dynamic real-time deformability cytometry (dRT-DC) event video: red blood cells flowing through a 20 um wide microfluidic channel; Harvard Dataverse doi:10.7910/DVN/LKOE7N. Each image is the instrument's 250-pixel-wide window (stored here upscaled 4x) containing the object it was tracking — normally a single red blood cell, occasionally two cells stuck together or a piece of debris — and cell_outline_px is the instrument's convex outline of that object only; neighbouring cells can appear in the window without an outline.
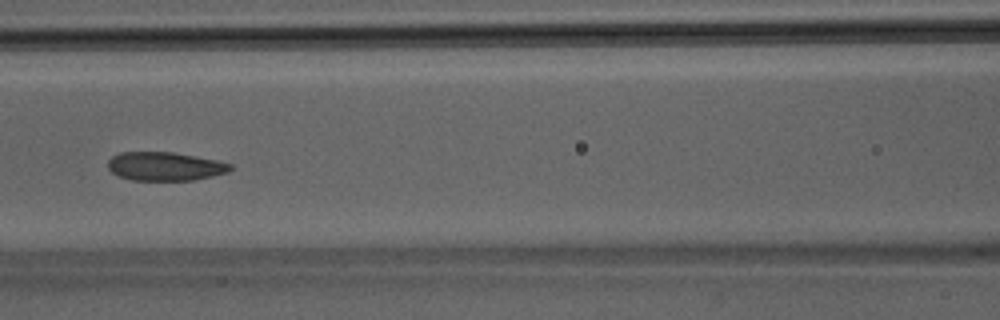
{"species": "Egyptian fruit bat (a non-hibernating species)", "species_latin": "Rousettus aegyptiacus", "temperature_condition": "room temperature", "stored_images_in_passage": 41, "camera_frame_rate_fps": 3000, "um_per_image_px": 0.085, "animal": {"sex": "male"}, "frame": {"image": 1, "passage_image": 19, "time_ms": 6.0, "image_size_px": [1000, 320], "cell_outline_px": [[232, 168], [228, 172], [212, 176], [192, 180], [132, 180], [120, 176], [112, 172], [108, 168], [108, 160], [112, 156], [120, 152], [172, 152], [196, 156], [216, 160], [232, 164]], "centroid_in_image_um": [14.02, 14.13], "position_along_channel_um": 152.6, "area_um2": 20.35}}
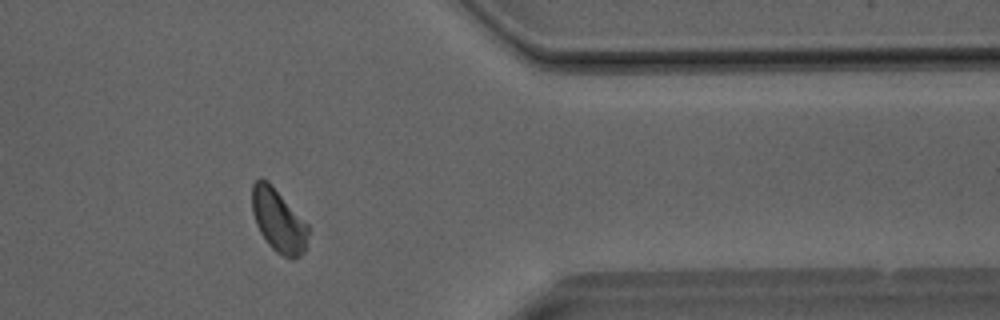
{"frame": {"image": 2, "passage_image": 34, "time_ms": 11.0, "image_size_px": [1000, 320], "cell_outline_px": [[308, 232], [304, 252], [292, 260], [276, 252], [268, 244], [260, 232], [256, 224], [252, 212], [252, 184], [260, 176], [268, 180], [308, 224]], "centroid_in_image_um": [23.65, 18.72], "position_along_channel_um": 387.8, "area_um2": 20.69}}
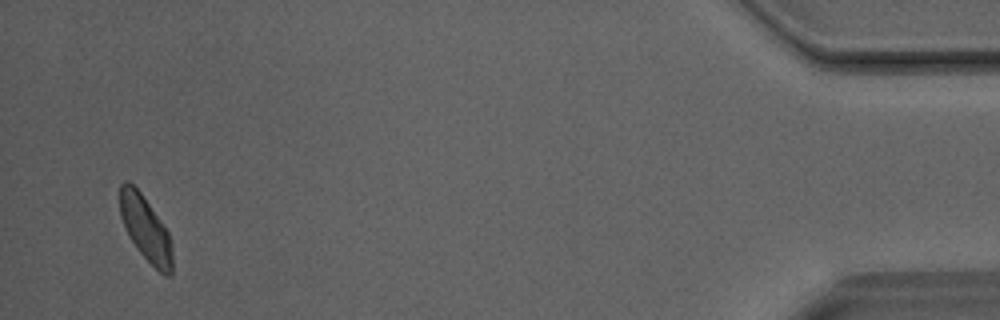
{"frame": {"image": 3, "passage_image": 40, "time_ms": 13.0, "image_size_px": [1000, 320], "cell_outline_px": [[172, 272], [168, 276], [164, 276], [140, 252], [128, 236], [124, 228], [120, 216], [120, 184], [124, 180], [128, 180], [140, 192], [168, 232], [172, 244]], "centroid_in_image_um": [12.36, 19.43], "position_along_channel_um": 422.8, "area_um2": 19.59}}